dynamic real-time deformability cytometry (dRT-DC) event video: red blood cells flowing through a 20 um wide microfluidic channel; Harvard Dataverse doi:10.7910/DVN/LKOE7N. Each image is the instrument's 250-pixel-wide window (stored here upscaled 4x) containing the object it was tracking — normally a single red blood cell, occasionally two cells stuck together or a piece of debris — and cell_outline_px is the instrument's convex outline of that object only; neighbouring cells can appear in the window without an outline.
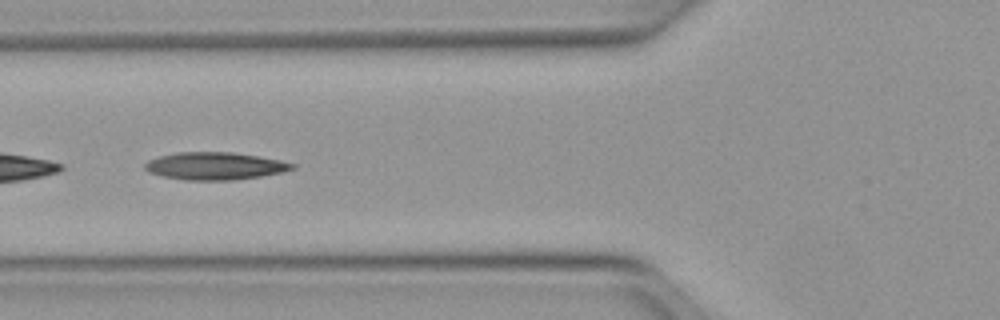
{"species": "Egyptian fruit bat (a non-hibernating species)", "species_latin": "Rousettus aegyptiacus", "temperature_condition": "warm", "stored_images_in_passage": 30, "camera_frame_rate_fps": 3000, "um_per_image_px": 0.085, "animal": {"sex": "female"}, "frame": {"image": 1, "passage_image": 13, "time_ms": 4.0, "image_size_px": [1000, 320], "cell_outline_px": [[296, 168], [280, 172], [260, 176], [232, 180], [184, 180], [164, 176], [148, 172], [144, 168], [144, 164], [148, 160], [160, 156], [176, 152], [232, 152], [280, 160], [296, 164]], "centroid_in_image_um": [18.24, 14.1], "position_along_channel_um": 107.6, "area_um2": 23.47}}